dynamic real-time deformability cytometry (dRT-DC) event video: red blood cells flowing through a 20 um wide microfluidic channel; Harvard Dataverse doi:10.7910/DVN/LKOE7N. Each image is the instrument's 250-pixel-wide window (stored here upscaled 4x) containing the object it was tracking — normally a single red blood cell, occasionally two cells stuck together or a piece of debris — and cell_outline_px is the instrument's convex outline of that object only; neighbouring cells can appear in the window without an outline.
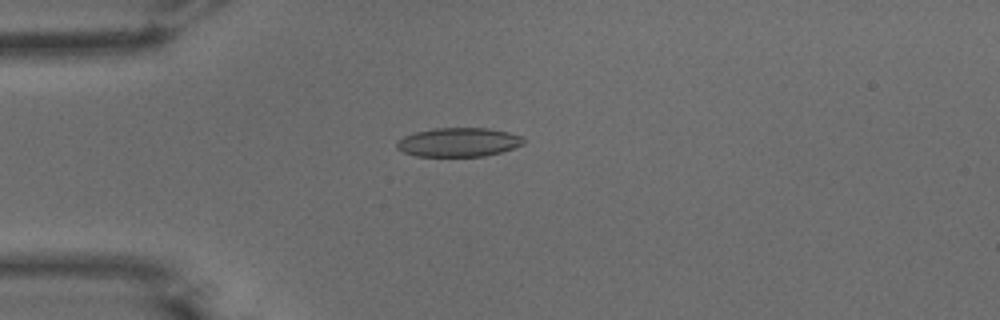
{"species": "common noctule bat (a hibernating species)", "species_latin": "Nyctalus noctula", "temperature_condition": "warm", "stored_images_in_passage": 46, "camera_frame_rate_fps": 3000, "um_per_image_px": 0.085, "animal": {"sex": "male", "body_mass_g": 15.6}, "frame": {"image": 1, "passage_image": 8, "time_ms": 2.333, "image_size_px": [1000, 320], "cell_outline_px": [[524, 144], [500, 152], [484, 156], [416, 156], [404, 152], [396, 148], [396, 144], [404, 136], [416, 132], [436, 128], [488, 128], [508, 132], [524, 136]], "centroid_in_image_um": [39.0, 12.08], "position_along_channel_um": 46.0, "area_um2": 21.27}}
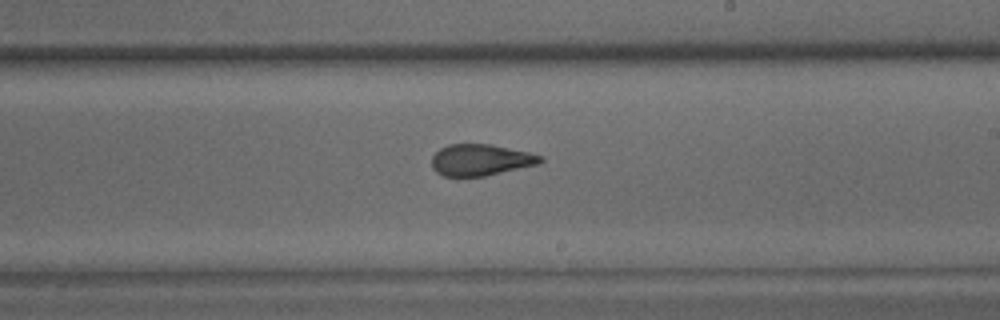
{"frame": {"image": 2, "passage_image": 25, "time_ms": 8.0, "image_size_px": [1000, 320], "cell_outline_px": [[544, 160], [540, 164], [484, 176], [444, 176], [436, 172], [432, 168], [432, 156], [440, 148], [448, 144], [488, 144], [528, 152], [544, 156]], "centroid_in_image_um": [40.86, 13.59], "position_along_channel_um": 248.1, "area_um2": 19.88}}
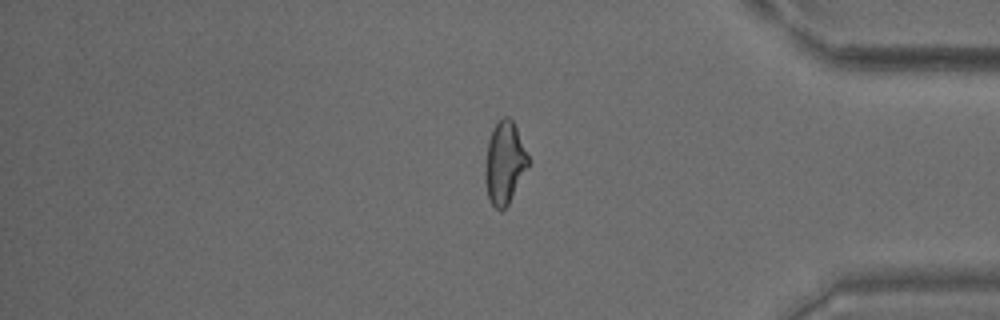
{"frame": {"image": 3, "passage_image": 38, "time_ms": 12.333, "image_size_px": [1000, 320], "cell_outline_px": [[528, 168], [508, 204], [500, 212], [492, 204], [488, 196], [484, 180], [484, 168], [488, 140], [492, 128], [504, 116], [508, 116], [512, 120], [516, 128], [528, 156]], "centroid_in_image_um": [42.86, 13.85], "position_along_channel_um": 392.3, "area_um2": 20.58}, "authors_computed_cell_mechanics": {"area_um2": 21.0392, "velocity_mm_per_s": 3.862, "shape_relaxation_time_tau1_ms": 6.3518, "shape_relaxation_time_tau2_ms": 1.4428, "deformation_change_tau1": 0.1873, "deformation_change_tau2": 0.0842}}